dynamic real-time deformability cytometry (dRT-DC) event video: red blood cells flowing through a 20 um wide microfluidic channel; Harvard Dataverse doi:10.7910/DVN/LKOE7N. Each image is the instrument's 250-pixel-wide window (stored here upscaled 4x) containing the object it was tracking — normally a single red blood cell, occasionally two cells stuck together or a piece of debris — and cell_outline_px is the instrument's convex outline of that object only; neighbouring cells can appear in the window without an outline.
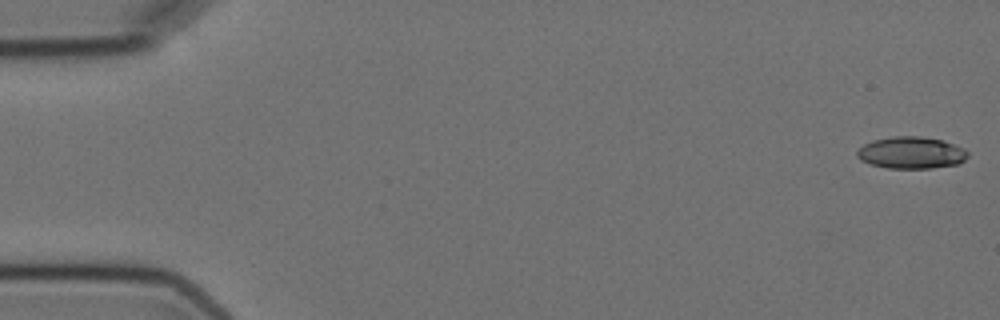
{"species": "Egyptian fruit bat (a non-hibernating species)", "species_latin": "Rousettus aegyptiacus", "temperature_condition": "cold", "stored_images_in_passage": 15, "camera_frame_rate_fps": 3000, "um_per_image_px": 0.085, "animal": {"sex": "female"}, "frame": {"image": 1, "passage_image": 1, "time_ms": 0.0, "image_size_px": [1000, 320], "cell_outline_px": [[968, 156], [960, 164], [932, 168], [888, 168], [872, 164], [860, 160], [856, 156], [856, 152], [864, 144], [872, 140], [892, 136], [920, 136], [940, 140], [964, 148], [968, 152]], "centroid_in_image_um": [77.45, 12.98], "position_along_channel_um": 7.6, "area_um2": 20.58}}
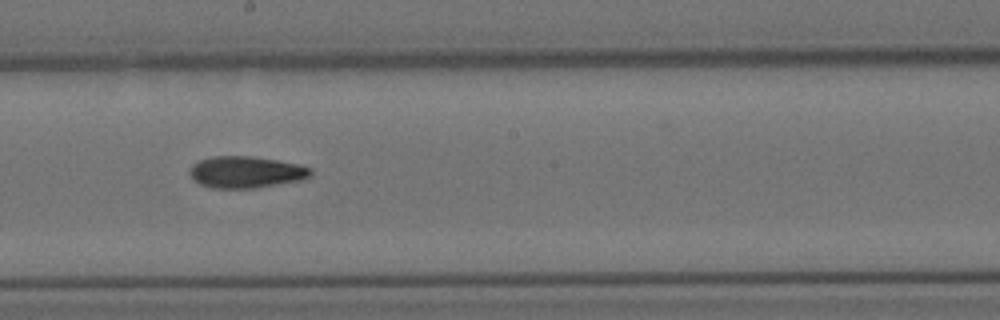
{"frame": {"image": 2, "passage_image": 9, "time_ms": 10.0, "image_size_px": [1000, 320], "cell_outline_px": [[312, 176], [300, 180], [256, 188], [212, 188], [200, 184], [188, 172], [192, 164], [200, 160], [212, 156], [252, 156], [276, 160], [296, 164], [312, 168]], "centroid_in_image_um": [20.91, 14.63], "position_along_channel_um": 227.3, "area_um2": 22.25}}
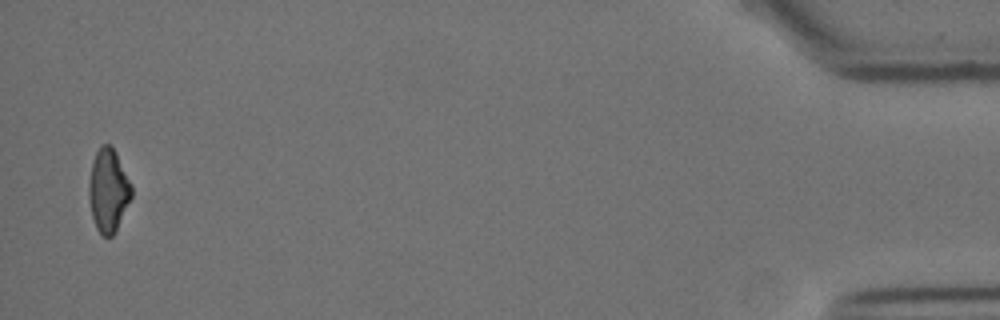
{"frame": {"image": 3, "passage_image": 15, "time_ms": 18.0, "image_size_px": [1000, 320], "cell_outline_px": [[132, 196], [112, 236], [100, 236], [96, 228], [92, 216], [88, 196], [88, 184], [92, 160], [100, 144], [112, 144], [132, 184]], "centroid_in_image_um": [9.19, 16.14], "position_along_channel_um": 426.0, "area_um2": 20.81}, "authors_computed_cell_mechanics": {"area_um2": 21.3282, "velocity_mm_per_s": 3.601, "shape_relaxation_time_tau1_ms": null, "shape_relaxation_time_tau2_ms": 4.2207, "deformation_change_tau1": null, "deformation_change_tau2": 0.1136}}